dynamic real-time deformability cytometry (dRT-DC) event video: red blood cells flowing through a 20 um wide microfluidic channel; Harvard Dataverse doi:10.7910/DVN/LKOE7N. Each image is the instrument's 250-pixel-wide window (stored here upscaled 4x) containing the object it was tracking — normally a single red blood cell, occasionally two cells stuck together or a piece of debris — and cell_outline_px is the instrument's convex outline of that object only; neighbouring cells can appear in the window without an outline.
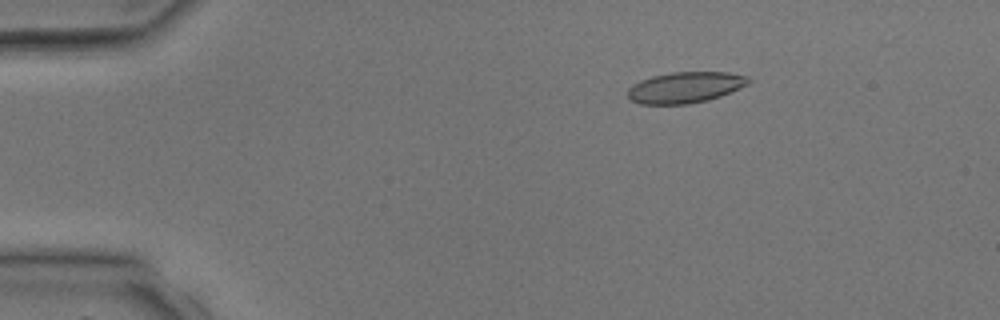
{"species": "common noctule bat (a hibernating species)", "species_latin": "Nyctalus noctula", "temperature_condition": "room temperature", "stored_images_in_passage": 3, "camera_frame_rate_fps": 3000, "um_per_image_px": 0.085, "animal": {"sex": "male", "body_mass_g": 17.9, "forearm_length_mm": 54.2}, "frame": {"image": 1, "passage_image": 2, "time_ms": 1.0, "image_size_px": [1000, 320], "cell_outline_px": [[752, 80], [748, 84], [740, 88], [720, 96], [688, 104], [640, 104], [632, 100], [628, 96], [628, 88], [632, 84], [640, 80], [652, 76], [672, 72], [728, 72], [748, 76]], "centroid_in_image_um": [58.24, 7.42], "position_along_channel_um": 26.8, "area_um2": 21.79}}